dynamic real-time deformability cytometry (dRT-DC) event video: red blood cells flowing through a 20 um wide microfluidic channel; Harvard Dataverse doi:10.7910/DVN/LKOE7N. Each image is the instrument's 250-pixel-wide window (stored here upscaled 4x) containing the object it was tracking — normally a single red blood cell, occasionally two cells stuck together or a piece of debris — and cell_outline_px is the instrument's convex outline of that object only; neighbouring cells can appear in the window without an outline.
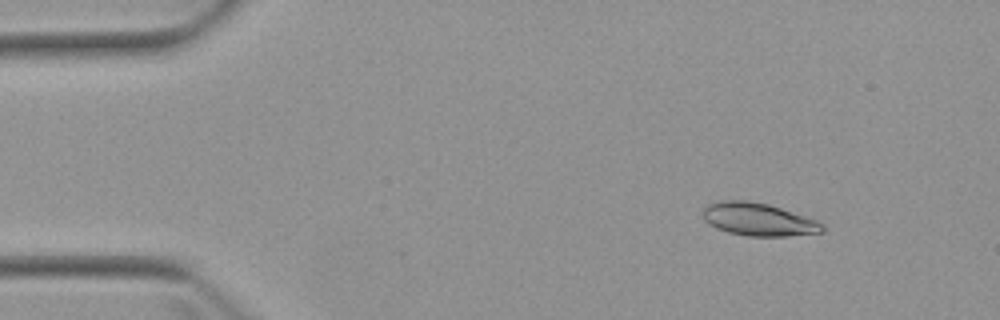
{"species": "Egyptian fruit bat (a non-hibernating species)", "species_latin": "Rousettus aegyptiacus", "temperature_condition": "warm", "stored_images_in_passage": 6, "camera_frame_rate_fps": 3000, "um_per_image_px": 0.085, "animal": {"sex": "female"}, "frame": {"image": 1, "passage_image": 1, "time_ms": 0.0, "image_size_px": [1000, 320], "cell_outline_px": [[824, 232], [784, 236], [748, 236], [728, 232], [716, 228], [708, 224], [704, 220], [704, 208], [708, 204], [720, 200], [744, 200], [768, 204], [816, 220], [824, 224]], "centroid_in_image_um": [64.45, 18.65], "position_along_channel_um": 20.6, "area_um2": 22.72}}
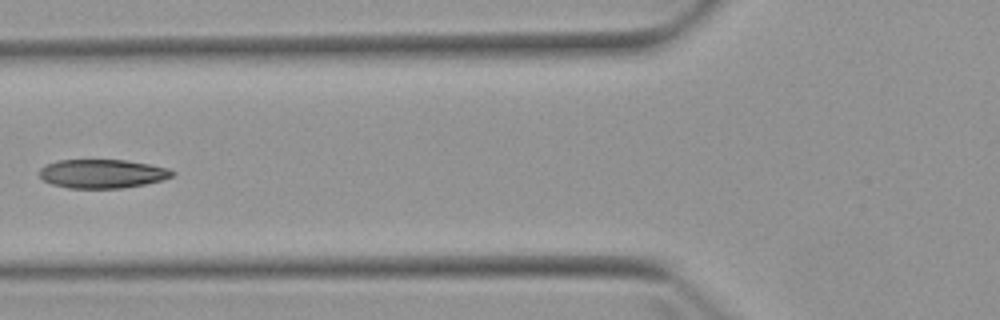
{"frame": {"image": 2, "passage_image": 5, "time_ms": 4.667, "image_size_px": [1000, 320], "cell_outline_px": [[176, 172], [172, 176], [160, 180], [144, 184], [124, 188], [68, 188], [52, 184], [44, 180], [40, 176], [40, 168], [44, 164], [60, 160], [124, 160], [148, 164], [168, 168]], "centroid_in_image_um": [8.67, 14.76], "position_along_channel_um": 117.1, "area_um2": 22.2}}
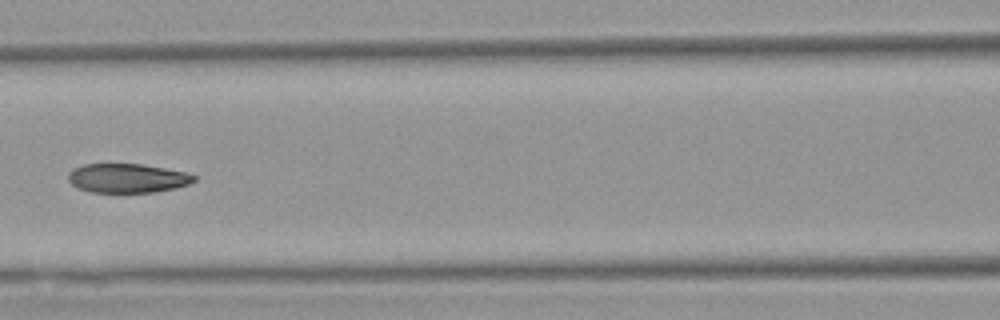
{"frame": {"image": 3, "passage_image": 6, "time_ms": 5.667, "image_size_px": [1000, 320], "cell_outline_px": [[196, 180], [188, 184], [176, 188], [152, 192], [92, 192], [76, 188], [68, 180], [68, 172], [72, 168], [84, 164], [140, 164], [164, 168], [184, 172], [196, 176]], "centroid_in_image_um": [10.78, 15.14], "position_along_channel_um": 155.8, "area_um2": 21.33}}